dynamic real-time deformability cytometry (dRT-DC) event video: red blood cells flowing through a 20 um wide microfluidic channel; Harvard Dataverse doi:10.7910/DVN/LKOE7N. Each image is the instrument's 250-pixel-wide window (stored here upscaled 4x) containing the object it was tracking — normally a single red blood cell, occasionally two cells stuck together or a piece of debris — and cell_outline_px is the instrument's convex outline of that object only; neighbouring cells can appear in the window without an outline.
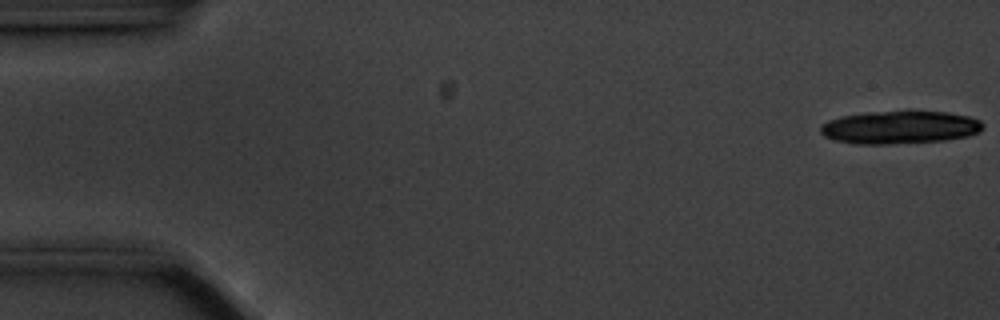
{"species": "common noctule bat (a hibernating species)", "species_latin": "Nyctalus noctula", "temperature_condition": "cold", "stored_images_in_passage": 16, "camera_frame_rate_fps": 3000, "um_per_image_px": 0.085, "animal": {"sex": "male", "body_mass_g": 20.1, "forearm_length_mm": 53.5}, "frame": {"image": 1, "passage_image": 1, "time_ms": 0.0, "image_size_px": [1000, 320], "cell_outline_px": [[984, 128], [980, 132], [968, 136], [944, 140], [884, 144], [856, 144], [836, 140], [824, 136], [820, 132], [820, 124], [828, 120], [840, 116], [868, 112], [908, 108], [948, 112], [968, 116], [980, 120], [984, 124]], "centroid_in_image_um": [76.5, 10.77], "position_along_channel_um": 8.5, "area_um2": 32.19}}